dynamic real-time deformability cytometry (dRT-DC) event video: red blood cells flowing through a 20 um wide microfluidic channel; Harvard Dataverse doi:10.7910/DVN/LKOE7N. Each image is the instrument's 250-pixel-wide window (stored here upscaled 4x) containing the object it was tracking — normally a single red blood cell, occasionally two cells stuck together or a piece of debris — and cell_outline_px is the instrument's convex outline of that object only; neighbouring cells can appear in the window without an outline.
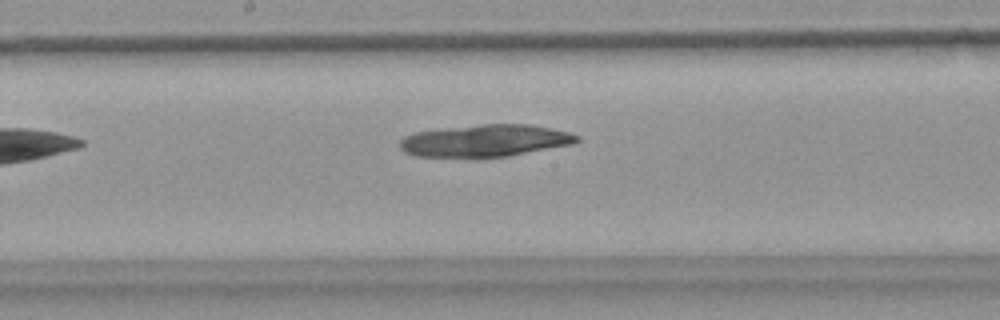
{"species": "common noctule bat (a hibernating species)", "species_latin": "Nyctalus noctula", "temperature_condition": "warm", "stored_images_in_passage": 17, "camera_frame_rate_fps": 3000, "um_per_image_px": 0.085, "animal": {"sex": "female", "body_mass_g": 18.4}, "frame": {"image": 1, "passage_image": 15, "time_ms": 4.667, "image_size_px": [1000, 320], "cell_outline_px": [[580, 140], [572, 144], [508, 156], [416, 156], [404, 152], [400, 148], [400, 140], [404, 136], [416, 132], [444, 128], [480, 124], [528, 124], [568, 132], [580, 136]], "centroid_in_image_um": [41.24, 11.94], "position_along_channel_um": 207.0, "area_um2": 32.66}}